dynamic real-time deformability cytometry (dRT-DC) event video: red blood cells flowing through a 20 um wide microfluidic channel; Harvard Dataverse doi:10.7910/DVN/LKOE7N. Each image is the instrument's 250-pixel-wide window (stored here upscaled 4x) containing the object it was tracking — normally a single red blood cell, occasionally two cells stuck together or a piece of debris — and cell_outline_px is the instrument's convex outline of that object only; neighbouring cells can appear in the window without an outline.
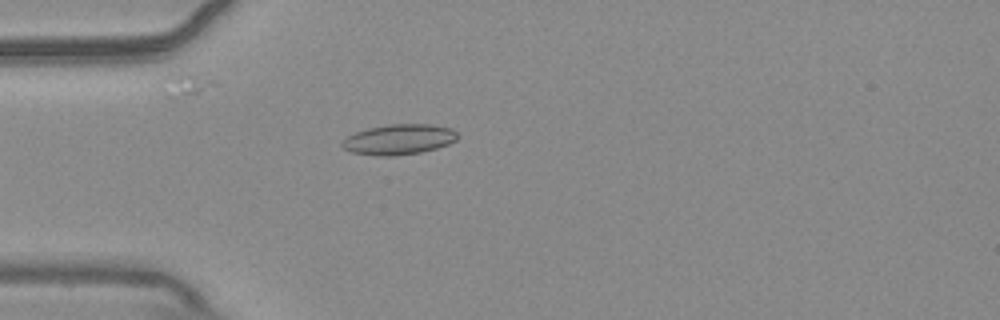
{"species": "common noctule bat (a hibernating species)", "species_latin": "Nyctalus noctula", "temperature_condition": "warm", "stored_images_in_passage": 52, "camera_frame_rate_fps": 3000, "um_per_image_px": 0.085, "animal": {"sex": "male", "body_mass_g": 20.4}, "frame": {"image": 1, "passage_image": 13, "time_ms": 4.0, "image_size_px": [1000, 320], "cell_outline_px": [[460, 136], [456, 140], [448, 144], [436, 148], [420, 152], [396, 156], [376, 156], [352, 152], [344, 148], [340, 144], [348, 136], [356, 132], [368, 128], [388, 124], [432, 124], [452, 128]], "centroid_in_image_um": [33.93, 11.85], "position_along_channel_um": 51.1, "area_um2": 20.46}}
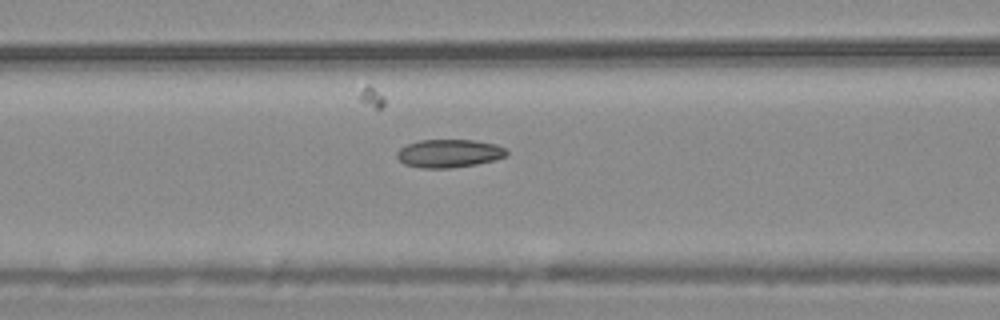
{"frame": {"image": 2, "passage_image": 20, "time_ms": 6.333, "image_size_px": [1000, 320], "cell_outline_px": [[508, 156], [496, 160], [476, 164], [452, 168], [420, 168], [404, 164], [396, 156], [396, 152], [400, 148], [408, 144], [420, 140], [476, 140], [496, 144], [504, 148], [508, 152]], "centroid_in_image_um": [38.19, 13.04], "position_along_channel_um": 128.4, "area_um2": 18.15}}
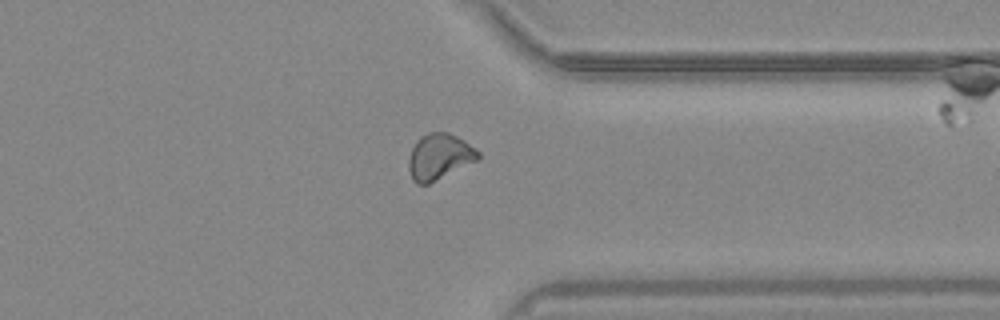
{"frame": {"image": 3, "passage_image": 40, "time_ms": 13.0, "image_size_px": [1000, 320], "cell_outline_px": [[480, 156], [476, 160], [428, 184], [416, 184], [412, 180], [408, 168], [408, 160], [412, 148], [416, 140], [420, 136], [428, 132], [448, 132], [464, 140], [476, 148], [480, 152]], "centroid_in_image_um": [37.31, 13.3], "position_along_channel_um": 374.1, "area_um2": 18.5}, "authors_computed_cell_mechanics": {"area_um2": 18.207, "velocity_mm_per_s": 3.7235, "shape_relaxation_time_tau1_ms": null, "shape_relaxation_time_tau2_ms": 3.0352, "deformation_change_tau1": null, "deformation_change_tau2": 0.0778}}